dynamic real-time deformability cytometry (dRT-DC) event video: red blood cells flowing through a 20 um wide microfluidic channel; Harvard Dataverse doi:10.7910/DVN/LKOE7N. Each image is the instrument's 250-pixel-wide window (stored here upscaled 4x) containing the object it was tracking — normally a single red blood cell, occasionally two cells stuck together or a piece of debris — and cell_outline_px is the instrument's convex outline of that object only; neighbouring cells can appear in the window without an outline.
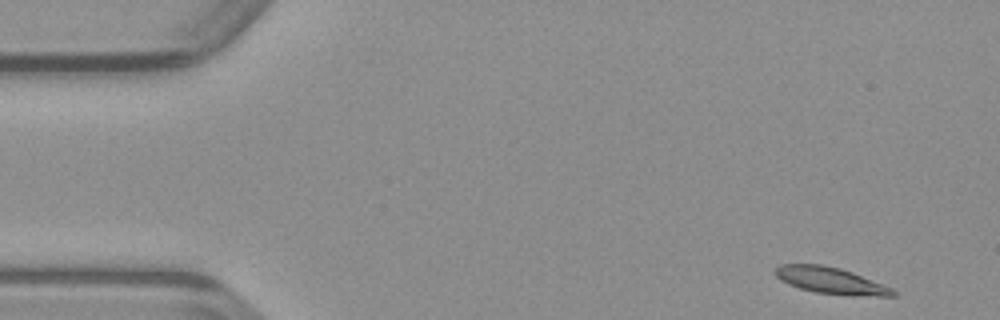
{"species": "common noctule bat (a hibernating species)", "species_latin": "Nyctalus noctula", "temperature_condition": "warm", "stored_images_in_passage": 47, "camera_frame_rate_fps": 3000, "um_per_image_px": 0.085, "animal": {"sex": "male", "body_mass_g": 23.1, "forearm_length_mm": 52.7}, "frame": {"image": 1, "passage_image": 1, "time_ms": 0.0, "image_size_px": [1000, 320], "cell_outline_px": [[896, 296], [848, 296], [816, 292], [800, 288], [788, 284], [780, 280], [772, 272], [780, 264], [820, 264], [840, 268], [852, 272], [884, 284], [892, 288], [896, 292]], "centroid_in_image_um": [70.62, 23.85], "position_along_channel_um": 14.4, "area_um2": 18.38}}
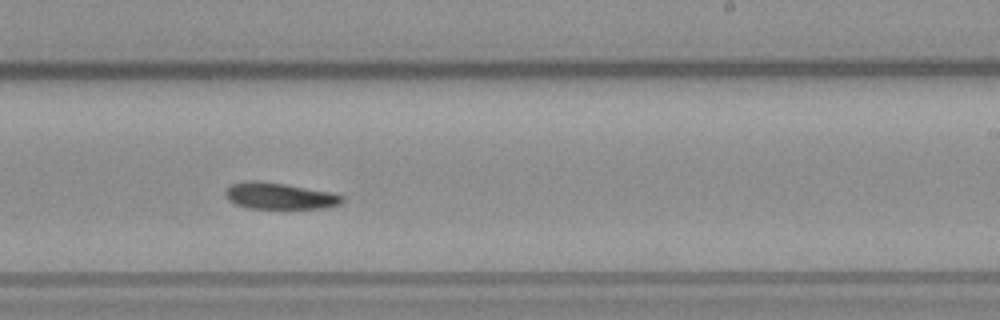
{"frame": {"image": 2, "passage_image": 27, "time_ms": 8.667, "image_size_px": [1000, 320], "cell_outline_px": [[344, 200], [340, 204], [324, 208], [248, 208], [236, 204], [228, 200], [224, 192], [228, 184], [244, 180], [256, 180], [284, 184], [328, 192], [344, 196]], "centroid_in_image_um": [23.68, 16.64], "position_along_channel_um": 265.3, "area_um2": 17.98}}
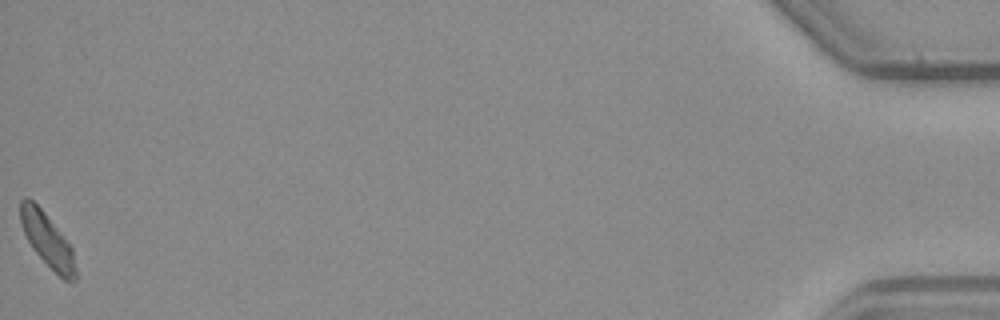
{"frame": {"image": 3, "passage_image": 47, "time_ms": 15.333, "image_size_px": [1000, 320], "cell_outline_px": [[76, 280], [64, 280], [32, 248], [20, 224], [20, 200], [24, 196], [28, 196], [44, 212], [72, 248], [76, 268]], "centroid_in_image_um": [4.0, 20.36], "position_along_channel_um": 431.2, "area_um2": 16.82}}